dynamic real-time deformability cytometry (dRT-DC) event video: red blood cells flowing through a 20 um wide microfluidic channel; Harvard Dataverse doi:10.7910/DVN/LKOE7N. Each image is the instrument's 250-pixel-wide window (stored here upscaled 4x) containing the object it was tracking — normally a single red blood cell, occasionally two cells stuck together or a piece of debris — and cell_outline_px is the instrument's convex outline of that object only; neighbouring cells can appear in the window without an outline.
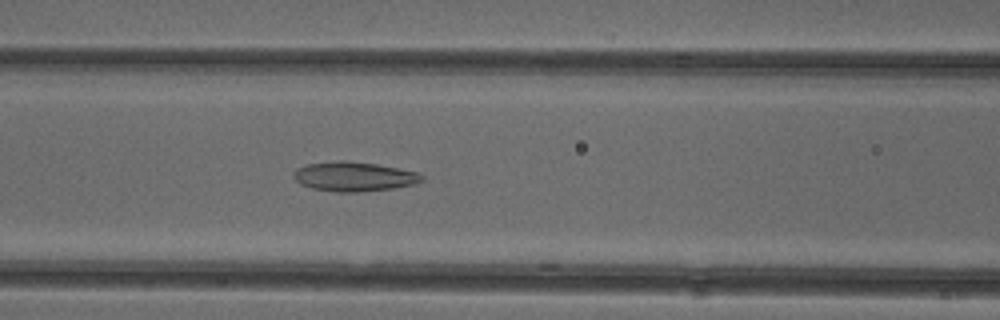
{"species": "common noctule bat (a hibernating species)", "species_latin": "Nyctalus noctula", "temperature_condition": "cold", "stored_images_in_passage": 50, "camera_frame_rate_fps": 3000, "um_per_image_px": 0.085, "animal": {"sex": "female"}, "frame": {"image": 1, "passage_image": 20, "time_ms": 6.333, "image_size_px": [1000, 320], "cell_outline_px": [[424, 180], [416, 184], [392, 188], [356, 192], [336, 192], [312, 188], [300, 184], [292, 176], [292, 172], [296, 168], [308, 164], [340, 160], [344, 160], [376, 164], [420, 172], [424, 176]], "centroid_in_image_um": [30.1, 15.0], "position_along_channel_um": 136.5, "area_um2": 22.14}}
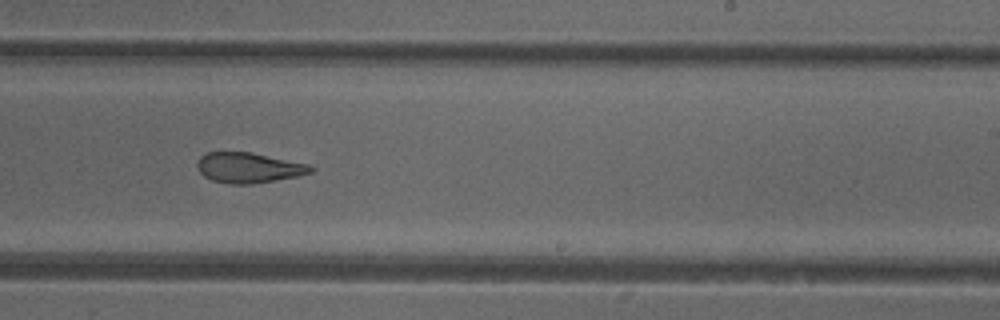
{"frame": {"image": 2, "passage_image": 30, "time_ms": 9.667, "image_size_px": [1000, 320], "cell_outline_px": [[316, 168], [312, 172], [300, 176], [252, 184], [228, 184], [212, 180], [204, 176], [196, 168], [196, 164], [200, 156], [208, 152], [252, 152], [308, 164]], "centroid_in_image_um": [21.14, 14.26], "position_along_channel_um": 267.9, "area_um2": 20.23}}
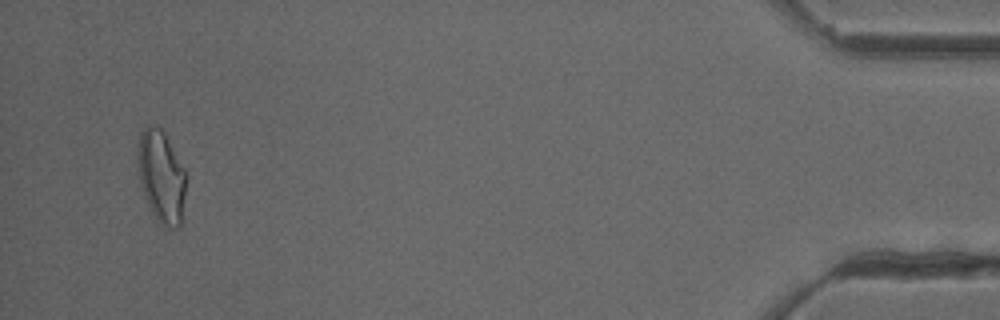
{"frame": {"image": 3, "passage_image": 48, "time_ms": 15.667, "image_size_px": [1000, 320], "cell_outline_px": [[184, 196], [180, 228], [168, 228], [160, 224], [156, 220], [148, 208], [140, 184], [136, 160], [136, 152], [140, 132], [148, 124], [160, 128], [164, 132], [184, 168]], "centroid_in_image_um": [13.66, 15.01], "position_along_channel_um": 421.5, "area_um2": 26.18}, "authors_computed_cell_mechanics": {"area_um2": 22.3975, "velocity_mm_per_s": 3.9492, "shape_relaxation_time_tau1_ms": 11.0686, "shape_relaxation_time_tau2_ms": 3.1462, "deformation_change_tau1": 0.2177, "deformation_change_tau2": 0.114}}